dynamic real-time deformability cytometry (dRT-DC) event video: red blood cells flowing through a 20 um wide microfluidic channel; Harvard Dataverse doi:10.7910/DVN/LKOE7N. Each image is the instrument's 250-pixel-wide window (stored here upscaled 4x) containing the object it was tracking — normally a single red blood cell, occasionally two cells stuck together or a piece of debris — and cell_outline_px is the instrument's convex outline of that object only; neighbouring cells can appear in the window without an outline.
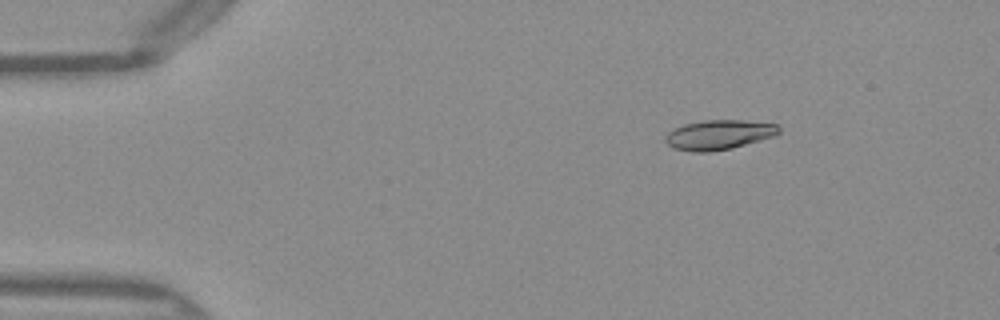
{"species": "Egyptian fruit bat (a non-hibernating species)", "species_latin": "Rousettus aegyptiacus", "temperature_condition": "warm", "stored_images_in_passage": 45, "camera_frame_rate_fps": 3000, "um_per_image_px": 0.085, "frame": {"image": 1, "passage_image": 2, "time_ms": 0.333, "image_size_px": [1000, 320], "cell_outline_px": [[780, 132], [776, 136], [732, 148], [708, 152], [692, 152], [676, 148], [668, 144], [664, 140], [664, 136], [668, 132], [684, 124], [704, 120], [744, 120], [780, 124]], "centroid_in_image_um": [61.15, 11.45], "position_along_channel_um": 23.8, "area_um2": 19.77}}
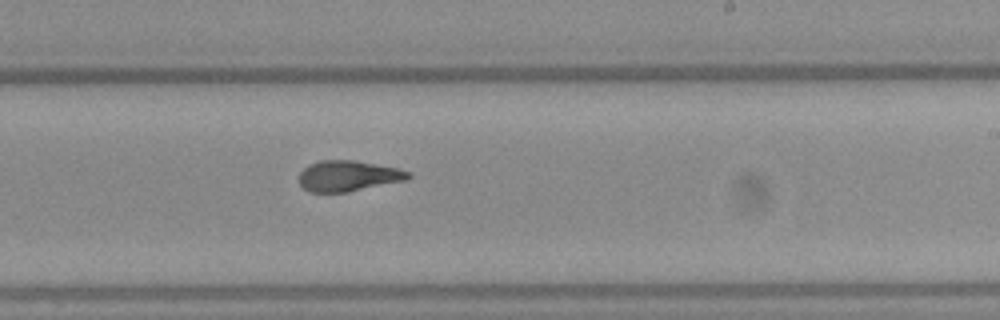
{"frame": {"image": 2, "passage_image": 25, "time_ms": 8.0, "image_size_px": [1000, 320], "cell_outline_px": [[412, 176], [408, 180], [348, 192], [312, 192], [304, 188], [300, 184], [300, 172], [308, 164], [320, 160], [352, 160], [396, 168], [412, 172]], "centroid_in_image_um": [29.62, 14.95], "position_along_channel_um": 259.4, "area_um2": 19.54}}
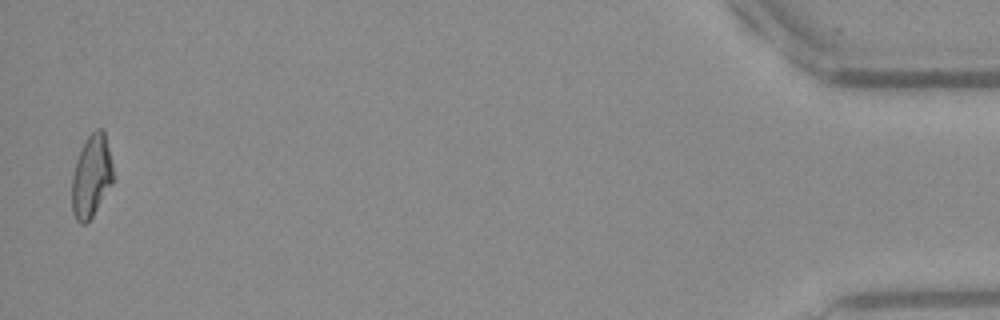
{"frame": {"image": 3, "passage_image": 44, "time_ms": 14.333, "image_size_px": [1000, 320], "cell_outline_px": [[112, 184], [92, 216], [84, 224], [80, 224], [76, 220], [72, 212], [72, 176], [76, 160], [80, 148], [88, 136], [96, 128], [100, 128], [104, 132], [112, 164]], "centroid_in_image_um": [7.74, 14.98], "position_along_channel_um": 427.5, "area_um2": 19.59}, "authors_computed_cell_mechanics": {"area_um2": 19.941, "velocity_mm_per_s": 4.0704, "shape_relaxation_time_tau1_ms": 5.9199, "shape_relaxation_time_tau2_ms": 1.2377, "deformation_change_tau1": 0.2204, "deformation_change_tau2": 0.0944}}